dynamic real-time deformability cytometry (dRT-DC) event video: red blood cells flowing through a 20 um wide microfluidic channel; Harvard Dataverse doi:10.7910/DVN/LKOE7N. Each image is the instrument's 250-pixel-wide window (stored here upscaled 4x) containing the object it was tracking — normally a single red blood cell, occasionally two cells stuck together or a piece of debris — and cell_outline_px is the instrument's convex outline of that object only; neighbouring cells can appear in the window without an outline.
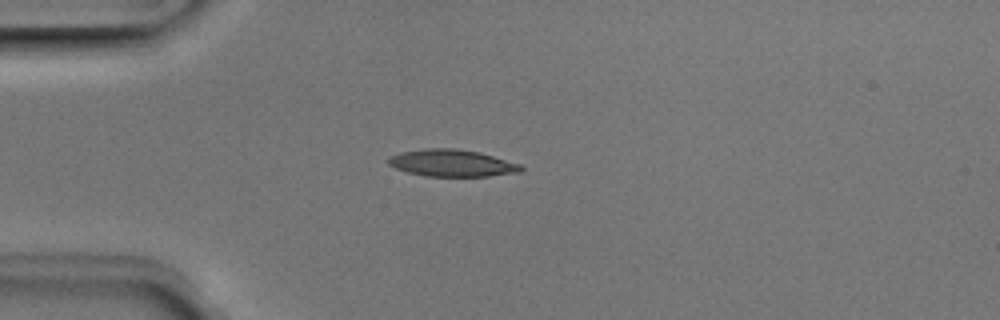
{"species": "Egyptian fruit bat (a non-hibernating species)", "species_latin": "Rousettus aegyptiacus", "temperature_condition": "room temperature", "stored_images_in_passage": 3, "camera_frame_rate_fps": 3000, "um_per_image_px": 0.085, "animal": {"sex": "male"}, "frame": {"image": 1, "passage_image": 3, "time_ms": 0.667, "image_size_px": [1000, 320], "cell_outline_px": [[524, 168], [520, 172], [488, 176], [424, 176], [408, 172], [396, 168], [388, 164], [388, 156], [400, 152], [424, 148], [456, 148], [480, 152], [520, 164]], "centroid_in_image_um": [38.39, 13.85], "position_along_channel_um": 46.6, "area_um2": 20.92}}